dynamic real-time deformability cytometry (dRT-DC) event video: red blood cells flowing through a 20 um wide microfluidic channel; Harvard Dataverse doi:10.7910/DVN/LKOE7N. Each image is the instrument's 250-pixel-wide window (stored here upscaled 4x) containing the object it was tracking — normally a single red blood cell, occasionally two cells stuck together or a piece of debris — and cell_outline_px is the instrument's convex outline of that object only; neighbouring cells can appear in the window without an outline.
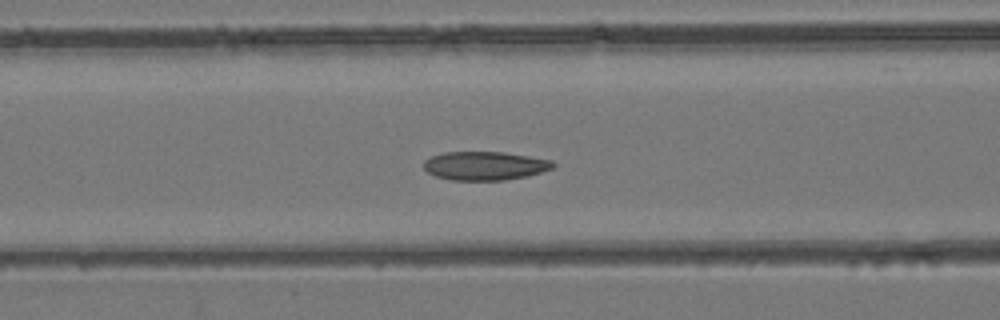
{"species": "common noctule bat (a hibernating species)", "species_latin": "Nyctalus noctula", "temperature_condition": "room temperature", "stored_images_in_passage": 31, "camera_frame_rate_fps": 3000, "um_per_image_px": 0.085, "animal": {"sex": "female", "body_mass_g": 24.6, "forearm_length_mm": 56.2}, "frame": {"image": 1, "passage_image": 21, "time_ms": 6.667, "image_size_px": [1000, 320], "cell_outline_px": [[556, 164], [552, 168], [528, 176], [504, 180], [452, 180], [436, 176], [428, 172], [424, 168], [424, 160], [432, 156], [444, 152], [504, 152], [552, 160]], "centroid_in_image_um": [41.22, 14.09], "position_along_channel_um": 125.4, "area_um2": 21.5}}
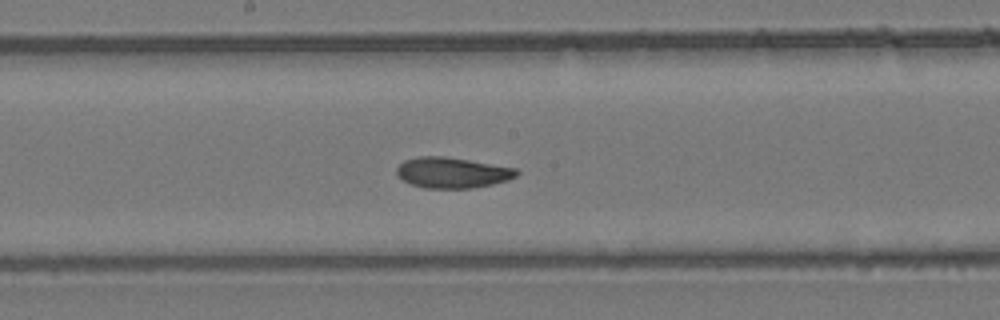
{"frame": {"image": 2, "passage_image": 27, "time_ms": 8.667, "image_size_px": [1000, 320], "cell_outline_px": [[520, 172], [516, 176], [508, 180], [492, 184], [472, 188], [424, 188], [412, 184], [404, 180], [396, 172], [396, 168], [404, 160], [416, 156], [444, 156], [516, 168]], "centroid_in_image_um": [38.44, 14.67], "position_along_channel_um": 209.8, "area_um2": 21.33}}
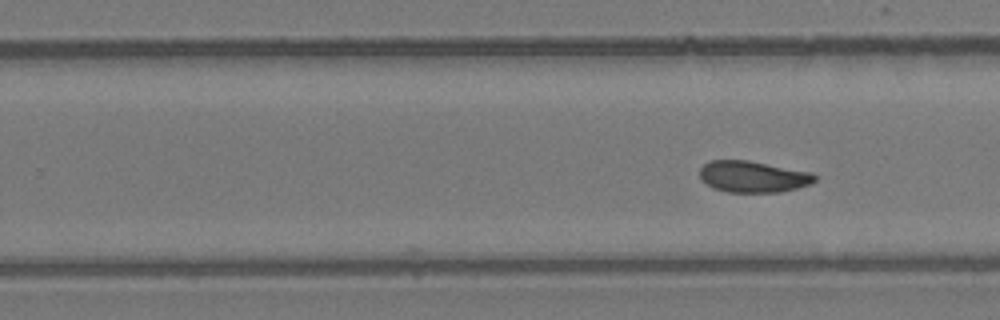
{"frame": {"image": 3, "passage_image": 31, "time_ms": 10.0, "image_size_px": [1000, 320], "cell_outline_px": [[816, 180], [812, 184], [780, 192], [728, 192], [712, 188], [700, 180], [700, 168], [704, 164], [712, 160], [748, 160], [812, 172], [816, 176]], "centroid_in_image_um": [64.0, 15.02], "position_along_channel_um": 265.8, "area_um2": 21.21}}